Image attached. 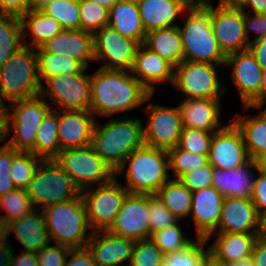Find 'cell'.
Masks as SVG:
<instances>
[{"label":"cell","mask_w":266,"mask_h":266,"mask_svg":"<svg viewBox=\"0 0 266 266\" xmlns=\"http://www.w3.org/2000/svg\"><path fill=\"white\" fill-rule=\"evenodd\" d=\"M90 111L100 116L133 110L153 96L132 74L99 68L90 74Z\"/></svg>","instance_id":"1"},{"label":"cell","mask_w":266,"mask_h":266,"mask_svg":"<svg viewBox=\"0 0 266 266\" xmlns=\"http://www.w3.org/2000/svg\"><path fill=\"white\" fill-rule=\"evenodd\" d=\"M183 27L178 25L182 37L183 60L225 64L226 55L221 50L211 26L209 0L191 3Z\"/></svg>","instance_id":"2"},{"label":"cell","mask_w":266,"mask_h":266,"mask_svg":"<svg viewBox=\"0 0 266 266\" xmlns=\"http://www.w3.org/2000/svg\"><path fill=\"white\" fill-rule=\"evenodd\" d=\"M114 118L103 126L96 121L91 145L96 154L116 172L133 151L144 145V124L140 117Z\"/></svg>","instance_id":"3"},{"label":"cell","mask_w":266,"mask_h":266,"mask_svg":"<svg viewBox=\"0 0 266 266\" xmlns=\"http://www.w3.org/2000/svg\"><path fill=\"white\" fill-rule=\"evenodd\" d=\"M125 170L126 185L124 186L129 194H156L170 179L168 153L165 150L143 145L123 161L115 172V177L123 174Z\"/></svg>","instance_id":"4"},{"label":"cell","mask_w":266,"mask_h":266,"mask_svg":"<svg viewBox=\"0 0 266 266\" xmlns=\"http://www.w3.org/2000/svg\"><path fill=\"white\" fill-rule=\"evenodd\" d=\"M46 100L48 101L39 94L10 102L3 107L5 142L13 132L12 138L7 140L8 146L24 152H31L34 149L38 127L51 109V105Z\"/></svg>","instance_id":"5"},{"label":"cell","mask_w":266,"mask_h":266,"mask_svg":"<svg viewBox=\"0 0 266 266\" xmlns=\"http://www.w3.org/2000/svg\"><path fill=\"white\" fill-rule=\"evenodd\" d=\"M51 242L71 249L86 248L91 238L87 211L82 195L42 209ZM53 240V241H52Z\"/></svg>","instance_id":"6"},{"label":"cell","mask_w":266,"mask_h":266,"mask_svg":"<svg viewBox=\"0 0 266 266\" xmlns=\"http://www.w3.org/2000/svg\"><path fill=\"white\" fill-rule=\"evenodd\" d=\"M34 48L22 46L0 68V106L39 95L37 56Z\"/></svg>","instance_id":"7"},{"label":"cell","mask_w":266,"mask_h":266,"mask_svg":"<svg viewBox=\"0 0 266 266\" xmlns=\"http://www.w3.org/2000/svg\"><path fill=\"white\" fill-rule=\"evenodd\" d=\"M26 191L34 208L41 210L81 194V190L54 159L41 161Z\"/></svg>","instance_id":"8"},{"label":"cell","mask_w":266,"mask_h":266,"mask_svg":"<svg viewBox=\"0 0 266 266\" xmlns=\"http://www.w3.org/2000/svg\"><path fill=\"white\" fill-rule=\"evenodd\" d=\"M54 160L81 191L115 177V171L96 154L91 144L62 150Z\"/></svg>","instance_id":"9"},{"label":"cell","mask_w":266,"mask_h":266,"mask_svg":"<svg viewBox=\"0 0 266 266\" xmlns=\"http://www.w3.org/2000/svg\"><path fill=\"white\" fill-rule=\"evenodd\" d=\"M117 180L114 177L97 188L89 187L81 191L91 232L107 231L122 208L129 191Z\"/></svg>","instance_id":"10"},{"label":"cell","mask_w":266,"mask_h":266,"mask_svg":"<svg viewBox=\"0 0 266 266\" xmlns=\"http://www.w3.org/2000/svg\"><path fill=\"white\" fill-rule=\"evenodd\" d=\"M215 65L183 60L174 67L172 85L188 99H221L226 87L220 85Z\"/></svg>","instance_id":"11"},{"label":"cell","mask_w":266,"mask_h":266,"mask_svg":"<svg viewBox=\"0 0 266 266\" xmlns=\"http://www.w3.org/2000/svg\"><path fill=\"white\" fill-rule=\"evenodd\" d=\"M81 73L56 75L46 78L41 84L40 95L49 98L51 108L59 106L63 110H90V75ZM46 88V89H45Z\"/></svg>","instance_id":"12"},{"label":"cell","mask_w":266,"mask_h":266,"mask_svg":"<svg viewBox=\"0 0 266 266\" xmlns=\"http://www.w3.org/2000/svg\"><path fill=\"white\" fill-rule=\"evenodd\" d=\"M145 111L149 119L143 126L144 145L165 151L177 146L183 129L178 106L149 102Z\"/></svg>","instance_id":"13"},{"label":"cell","mask_w":266,"mask_h":266,"mask_svg":"<svg viewBox=\"0 0 266 266\" xmlns=\"http://www.w3.org/2000/svg\"><path fill=\"white\" fill-rule=\"evenodd\" d=\"M140 45L109 26L103 27L94 34L95 61H103V69L131 71Z\"/></svg>","instance_id":"14"},{"label":"cell","mask_w":266,"mask_h":266,"mask_svg":"<svg viewBox=\"0 0 266 266\" xmlns=\"http://www.w3.org/2000/svg\"><path fill=\"white\" fill-rule=\"evenodd\" d=\"M211 26L223 53L228 56L246 51L249 41L245 34L244 12L239 6H213L211 3Z\"/></svg>","instance_id":"15"},{"label":"cell","mask_w":266,"mask_h":266,"mask_svg":"<svg viewBox=\"0 0 266 266\" xmlns=\"http://www.w3.org/2000/svg\"><path fill=\"white\" fill-rule=\"evenodd\" d=\"M232 68L231 78L243 106L260 107V88L263 70L252 54L246 50L230 54L224 67Z\"/></svg>","instance_id":"16"},{"label":"cell","mask_w":266,"mask_h":266,"mask_svg":"<svg viewBox=\"0 0 266 266\" xmlns=\"http://www.w3.org/2000/svg\"><path fill=\"white\" fill-rule=\"evenodd\" d=\"M107 231L133 241L149 239L148 194H128Z\"/></svg>","instance_id":"17"},{"label":"cell","mask_w":266,"mask_h":266,"mask_svg":"<svg viewBox=\"0 0 266 266\" xmlns=\"http://www.w3.org/2000/svg\"><path fill=\"white\" fill-rule=\"evenodd\" d=\"M250 160L242 133L232 121L213 134L208 162L214 168L233 169Z\"/></svg>","instance_id":"18"},{"label":"cell","mask_w":266,"mask_h":266,"mask_svg":"<svg viewBox=\"0 0 266 266\" xmlns=\"http://www.w3.org/2000/svg\"><path fill=\"white\" fill-rule=\"evenodd\" d=\"M58 110L60 151L91 144L96 118L90 110Z\"/></svg>","instance_id":"19"},{"label":"cell","mask_w":266,"mask_h":266,"mask_svg":"<svg viewBox=\"0 0 266 266\" xmlns=\"http://www.w3.org/2000/svg\"><path fill=\"white\" fill-rule=\"evenodd\" d=\"M261 219L251 198L226 197L214 233H261Z\"/></svg>","instance_id":"20"},{"label":"cell","mask_w":266,"mask_h":266,"mask_svg":"<svg viewBox=\"0 0 266 266\" xmlns=\"http://www.w3.org/2000/svg\"><path fill=\"white\" fill-rule=\"evenodd\" d=\"M225 197L213 186L192 193L191 220L196 226L197 238H209L217 230Z\"/></svg>","instance_id":"21"},{"label":"cell","mask_w":266,"mask_h":266,"mask_svg":"<svg viewBox=\"0 0 266 266\" xmlns=\"http://www.w3.org/2000/svg\"><path fill=\"white\" fill-rule=\"evenodd\" d=\"M39 48L44 52L71 57L86 68L95 61L94 34L81 29H63Z\"/></svg>","instance_id":"22"},{"label":"cell","mask_w":266,"mask_h":266,"mask_svg":"<svg viewBox=\"0 0 266 266\" xmlns=\"http://www.w3.org/2000/svg\"><path fill=\"white\" fill-rule=\"evenodd\" d=\"M135 241L108 231H94L86 244L97 266H118L131 260Z\"/></svg>","instance_id":"23"},{"label":"cell","mask_w":266,"mask_h":266,"mask_svg":"<svg viewBox=\"0 0 266 266\" xmlns=\"http://www.w3.org/2000/svg\"><path fill=\"white\" fill-rule=\"evenodd\" d=\"M130 72L151 94L156 84L168 81L172 84L174 79V66L143 44L137 50Z\"/></svg>","instance_id":"24"},{"label":"cell","mask_w":266,"mask_h":266,"mask_svg":"<svg viewBox=\"0 0 266 266\" xmlns=\"http://www.w3.org/2000/svg\"><path fill=\"white\" fill-rule=\"evenodd\" d=\"M221 99H182L178 105L182 126L196 128L206 132H219L224 126L220 124Z\"/></svg>","instance_id":"25"},{"label":"cell","mask_w":266,"mask_h":266,"mask_svg":"<svg viewBox=\"0 0 266 266\" xmlns=\"http://www.w3.org/2000/svg\"><path fill=\"white\" fill-rule=\"evenodd\" d=\"M146 33L178 26L174 24L191 4L189 0H136Z\"/></svg>","instance_id":"26"},{"label":"cell","mask_w":266,"mask_h":266,"mask_svg":"<svg viewBox=\"0 0 266 266\" xmlns=\"http://www.w3.org/2000/svg\"><path fill=\"white\" fill-rule=\"evenodd\" d=\"M254 171H257L254 160L233 169L214 168L212 186L225 198H251L256 177Z\"/></svg>","instance_id":"27"},{"label":"cell","mask_w":266,"mask_h":266,"mask_svg":"<svg viewBox=\"0 0 266 266\" xmlns=\"http://www.w3.org/2000/svg\"><path fill=\"white\" fill-rule=\"evenodd\" d=\"M40 209L35 208L20 219L8 223L9 235L13 233L24 247V251L38 253L51 243L46 228L44 215Z\"/></svg>","instance_id":"28"},{"label":"cell","mask_w":266,"mask_h":266,"mask_svg":"<svg viewBox=\"0 0 266 266\" xmlns=\"http://www.w3.org/2000/svg\"><path fill=\"white\" fill-rule=\"evenodd\" d=\"M215 243L208 246L210 257L216 262L228 264L250 257L261 233H215Z\"/></svg>","instance_id":"29"},{"label":"cell","mask_w":266,"mask_h":266,"mask_svg":"<svg viewBox=\"0 0 266 266\" xmlns=\"http://www.w3.org/2000/svg\"><path fill=\"white\" fill-rule=\"evenodd\" d=\"M108 26L123 37L144 43L146 31L143 27L136 0H120L109 9Z\"/></svg>","instance_id":"30"},{"label":"cell","mask_w":266,"mask_h":266,"mask_svg":"<svg viewBox=\"0 0 266 266\" xmlns=\"http://www.w3.org/2000/svg\"><path fill=\"white\" fill-rule=\"evenodd\" d=\"M22 28L23 45L31 48H39L46 41L59 34L63 28L53 17L46 15L41 10H28L19 16ZM32 39L27 44L26 37Z\"/></svg>","instance_id":"31"},{"label":"cell","mask_w":266,"mask_h":266,"mask_svg":"<svg viewBox=\"0 0 266 266\" xmlns=\"http://www.w3.org/2000/svg\"><path fill=\"white\" fill-rule=\"evenodd\" d=\"M143 45L174 67L183 61L182 37L178 26L146 33Z\"/></svg>","instance_id":"32"},{"label":"cell","mask_w":266,"mask_h":266,"mask_svg":"<svg viewBox=\"0 0 266 266\" xmlns=\"http://www.w3.org/2000/svg\"><path fill=\"white\" fill-rule=\"evenodd\" d=\"M257 116L234 115L232 121L241 131L251 160L266 152V115L259 109Z\"/></svg>","instance_id":"33"},{"label":"cell","mask_w":266,"mask_h":266,"mask_svg":"<svg viewBox=\"0 0 266 266\" xmlns=\"http://www.w3.org/2000/svg\"><path fill=\"white\" fill-rule=\"evenodd\" d=\"M35 156L43 160L54 159L60 152L58 141V110L50 109L39 125L35 137L34 149L31 151Z\"/></svg>","instance_id":"34"},{"label":"cell","mask_w":266,"mask_h":266,"mask_svg":"<svg viewBox=\"0 0 266 266\" xmlns=\"http://www.w3.org/2000/svg\"><path fill=\"white\" fill-rule=\"evenodd\" d=\"M35 50L41 84L50 76L81 73L86 68L81 62L66 55L44 52L40 48Z\"/></svg>","instance_id":"35"},{"label":"cell","mask_w":266,"mask_h":266,"mask_svg":"<svg viewBox=\"0 0 266 266\" xmlns=\"http://www.w3.org/2000/svg\"><path fill=\"white\" fill-rule=\"evenodd\" d=\"M156 195L179 221L189 216L192 192L179 179H169Z\"/></svg>","instance_id":"36"},{"label":"cell","mask_w":266,"mask_h":266,"mask_svg":"<svg viewBox=\"0 0 266 266\" xmlns=\"http://www.w3.org/2000/svg\"><path fill=\"white\" fill-rule=\"evenodd\" d=\"M23 46L19 16L0 14V68Z\"/></svg>","instance_id":"37"},{"label":"cell","mask_w":266,"mask_h":266,"mask_svg":"<svg viewBox=\"0 0 266 266\" xmlns=\"http://www.w3.org/2000/svg\"><path fill=\"white\" fill-rule=\"evenodd\" d=\"M205 238H196L189 245L177 252L164 254L161 266H204L210 256L209 248Z\"/></svg>","instance_id":"38"},{"label":"cell","mask_w":266,"mask_h":266,"mask_svg":"<svg viewBox=\"0 0 266 266\" xmlns=\"http://www.w3.org/2000/svg\"><path fill=\"white\" fill-rule=\"evenodd\" d=\"M43 159L32 152L16 151L10 169V177L15 188L27 189L34 173Z\"/></svg>","instance_id":"39"},{"label":"cell","mask_w":266,"mask_h":266,"mask_svg":"<svg viewBox=\"0 0 266 266\" xmlns=\"http://www.w3.org/2000/svg\"><path fill=\"white\" fill-rule=\"evenodd\" d=\"M34 209L25 189L15 188L0 197V211L6 212L0 218L7 223L20 219Z\"/></svg>","instance_id":"40"},{"label":"cell","mask_w":266,"mask_h":266,"mask_svg":"<svg viewBox=\"0 0 266 266\" xmlns=\"http://www.w3.org/2000/svg\"><path fill=\"white\" fill-rule=\"evenodd\" d=\"M63 29H80L79 0H54L41 9Z\"/></svg>","instance_id":"41"},{"label":"cell","mask_w":266,"mask_h":266,"mask_svg":"<svg viewBox=\"0 0 266 266\" xmlns=\"http://www.w3.org/2000/svg\"><path fill=\"white\" fill-rule=\"evenodd\" d=\"M80 29L95 34L108 26L109 9L92 0H79Z\"/></svg>","instance_id":"42"},{"label":"cell","mask_w":266,"mask_h":266,"mask_svg":"<svg viewBox=\"0 0 266 266\" xmlns=\"http://www.w3.org/2000/svg\"><path fill=\"white\" fill-rule=\"evenodd\" d=\"M169 170H173L174 179L208 163V154H197L180 149L178 146L167 151Z\"/></svg>","instance_id":"43"},{"label":"cell","mask_w":266,"mask_h":266,"mask_svg":"<svg viewBox=\"0 0 266 266\" xmlns=\"http://www.w3.org/2000/svg\"><path fill=\"white\" fill-rule=\"evenodd\" d=\"M180 223L178 220L175 224L151 234L150 240L163 254L182 250L194 240L185 237L180 228Z\"/></svg>","instance_id":"44"},{"label":"cell","mask_w":266,"mask_h":266,"mask_svg":"<svg viewBox=\"0 0 266 266\" xmlns=\"http://www.w3.org/2000/svg\"><path fill=\"white\" fill-rule=\"evenodd\" d=\"M214 133L183 127L177 146L197 154H209Z\"/></svg>","instance_id":"45"},{"label":"cell","mask_w":266,"mask_h":266,"mask_svg":"<svg viewBox=\"0 0 266 266\" xmlns=\"http://www.w3.org/2000/svg\"><path fill=\"white\" fill-rule=\"evenodd\" d=\"M162 251L149 239L135 241L131 255L132 266H161Z\"/></svg>","instance_id":"46"},{"label":"cell","mask_w":266,"mask_h":266,"mask_svg":"<svg viewBox=\"0 0 266 266\" xmlns=\"http://www.w3.org/2000/svg\"><path fill=\"white\" fill-rule=\"evenodd\" d=\"M148 211L150 222V236L167 226L175 224L178 219L164 206L156 194H148Z\"/></svg>","instance_id":"47"},{"label":"cell","mask_w":266,"mask_h":266,"mask_svg":"<svg viewBox=\"0 0 266 266\" xmlns=\"http://www.w3.org/2000/svg\"><path fill=\"white\" fill-rule=\"evenodd\" d=\"M214 167L208 162L206 165L184 173L178 179L192 193L212 186Z\"/></svg>","instance_id":"48"},{"label":"cell","mask_w":266,"mask_h":266,"mask_svg":"<svg viewBox=\"0 0 266 266\" xmlns=\"http://www.w3.org/2000/svg\"><path fill=\"white\" fill-rule=\"evenodd\" d=\"M46 245L37 253L39 266H65L71 248L54 243Z\"/></svg>","instance_id":"49"},{"label":"cell","mask_w":266,"mask_h":266,"mask_svg":"<svg viewBox=\"0 0 266 266\" xmlns=\"http://www.w3.org/2000/svg\"><path fill=\"white\" fill-rule=\"evenodd\" d=\"M14 148L6 143L0 146V197L15 189L10 177Z\"/></svg>","instance_id":"50"},{"label":"cell","mask_w":266,"mask_h":266,"mask_svg":"<svg viewBox=\"0 0 266 266\" xmlns=\"http://www.w3.org/2000/svg\"><path fill=\"white\" fill-rule=\"evenodd\" d=\"M254 180L251 199L258 215L262 218L266 215V174L259 172Z\"/></svg>","instance_id":"51"},{"label":"cell","mask_w":266,"mask_h":266,"mask_svg":"<svg viewBox=\"0 0 266 266\" xmlns=\"http://www.w3.org/2000/svg\"><path fill=\"white\" fill-rule=\"evenodd\" d=\"M68 257L65 266H97L87 248L71 249Z\"/></svg>","instance_id":"52"},{"label":"cell","mask_w":266,"mask_h":266,"mask_svg":"<svg viewBox=\"0 0 266 266\" xmlns=\"http://www.w3.org/2000/svg\"><path fill=\"white\" fill-rule=\"evenodd\" d=\"M29 10V0H0V14L20 16Z\"/></svg>","instance_id":"53"},{"label":"cell","mask_w":266,"mask_h":266,"mask_svg":"<svg viewBox=\"0 0 266 266\" xmlns=\"http://www.w3.org/2000/svg\"><path fill=\"white\" fill-rule=\"evenodd\" d=\"M247 50L252 54L262 70L266 71V36L252 40Z\"/></svg>","instance_id":"54"},{"label":"cell","mask_w":266,"mask_h":266,"mask_svg":"<svg viewBox=\"0 0 266 266\" xmlns=\"http://www.w3.org/2000/svg\"><path fill=\"white\" fill-rule=\"evenodd\" d=\"M244 12V28L245 34L248 38V41L256 40L261 38V14L251 13L249 14L246 11ZM254 32L256 34L255 38L250 40V33Z\"/></svg>","instance_id":"55"},{"label":"cell","mask_w":266,"mask_h":266,"mask_svg":"<svg viewBox=\"0 0 266 266\" xmlns=\"http://www.w3.org/2000/svg\"><path fill=\"white\" fill-rule=\"evenodd\" d=\"M10 266H39L37 253L24 251L15 257L14 251L11 254Z\"/></svg>","instance_id":"56"},{"label":"cell","mask_w":266,"mask_h":266,"mask_svg":"<svg viewBox=\"0 0 266 266\" xmlns=\"http://www.w3.org/2000/svg\"><path fill=\"white\" fill-rule=\"evenodd\" d=\"M251 257L255 266H266V239L262 236L257 238Z\"/></svg>","instance_id":"57"},{"label":"cell","mask_w":266,"mask_h":266,"mask_svg":"<svg viewBox=\"0 0 266 266\" xmlns=\"http://www.w3.org/2000/svg\"><path fill=\"white\" fill-rule=\"evenodd\" d=\"M242 11L248 7V13L261 14L266 12V0H243L239 5ZM251 8V9H250Z\"/></svg>","instance_id":"58"},{"label":"cell","mask_w":266,"mask_h":266,"mask_svg":"<svg viewBox=\"0 0 266 266\" xmlns=\"http://www.w3.org/2000/svg\"><path fill=\"white\" fill-rule=\"evenodd\" d=\"M11 243L0 244V266H10L13 246Z\"/></svg>","instance_id":"59"},{"label":"cell","mask_w":266,"mask_h":266,"mask_svg":"<svg viewBox=\"0 0 266 266\" xmlns=\"http://www.w3.org/2000/svg\"><path fill=\"white\" fill-rule=\"evenodd\" d=\"M266 104V71H263L262 84L260 88V107L255 108L251 106H244L243 109H263Z\"/></svg>","instance_id":"60"},{"label":"cell","mask_w":266,"mask_h":266,"mask_svg":"<svg viewBox=\"0 0 266 266\" xmlns=\"http://www.w3.org/2000/svg\"><path fill=\"white\" fill-rule=\"evenodd\" d=\"M8 223L0 218V244L9 243Z\"/></svg>","instance_id":"61"},{"label":"cell","mask_w":266,"mask_h":266,"mask_svg":"<svg viewBox=\"0 0 266 266\" xmlns=\"http://www.w3.org/2000/svg\"><path fill=\"white\" fill-rule=\"evenodd\" d=\"M54 0H29V10H41Z\"/></svg>","instance_id":"62"},{"label":"cell","mask_w":266,"mask_h":266,"mask_svg":"<svg viewBox=\"0 0 266 266\" xmlns=\"http://www.w3.org/2000/svg\"><path fill=\"white\" fill-rule=\"evenodd\" d=\"M254 161L257 165V170L266 174V152L262 153Z\"/></svg>","instance_id":"63"},{"label":"cell","mask_w":266,"mask_h":266,"mask_svg":"<svg viewBox=\"0 0 266 266\" xmlns=\"http://www.w3.org/2000/svg\"><path fill=\"white\" fill-rule=\"evenodd\" d=\"M226 266H255V265H254V261L252 257L250 256V257L240 259L237 261H232L226 264Z\"/></svg>","instance_id":"64"},{"label":"cell","mask_w":266,"mask_h":266,"mask_svg":"<svg viewBox=\"0 0 266 266\" xmlns=\"http://www.w3.org/2000/svg\"><path fill=\"white\" fill-rule=\"evenodd\" d=\"M92 1L99 3L100 5L105 6L108 9H110L112 6H114L120 0H92Z\"/></svg>","instance_id":"65"},{"label":"cell","mask_w":266,"mask_h":266,"mask_svg":"<svg viewBox=\"0 0 266 266\" xmlns=\"http://www.w3.org/2000/svg\"><path fill=\"white\" fill-rule=\"evenodd\" d=\"M266 36V12L261 13V38Z\"/></svg>","instance_id":"66"},{"label":"cell","mask_w":266,"mask_h":266,"mask_svg":"<svg viewBox=\"0 0 266 266\" xmlns=\"http://www.w3.org/2000/svg\"><path fill=\"white\" fill-rule=\"evenodd\" d=\"M242 1L243 0H219V4L239 6Z\"/></svg>","instance_id":"67"},{"label":"cell","mask_w":266,"mask_h":266,"mask_svg":"<svg viewBox=\"0 0 266 266\" xmlns=\"http://www.w3.org/2000/svg\"><path fill=\"white\" fill-rule=\"evenodd\" d=\"M4 142V132H3V108L0 106V142Z\"/></svg>","instance_id":"68"},{"label":"cell","mask_w":266,"mask_h":266,"mask_svg":"<svg viewBox=\"0 0 266 266\" xmlns=\"http://www.w3.org/2000/svg\"><path fill=\"white\" fill-rule=\"evenodd\" d=\"M204 266H226V264L216 262L212 257L209 256L204 263Z\"/></svg>","instance_id":"69"},{"label":"cell","mask_w":266,"mask_h":266,"mask_svg":"<svg viewBox=\"0 0 266 266\" xmlns=\"http://www.w3.org/2000/svg\"><path fill=\"white\" fill-rule=\"evenodd\" d=\"M264 239H266V215L261 219V234Z\"/></svg>","instance_id":"70"},{"label":"cell","mask_w":266,"mask_h":266,"mask_svg":"<svg viewBox=\"0 0 266 266\" xmlns=\"http://www.w3.org/2000/svg\"><path fill=\"white\" fill-rule=\"evenodd\" d=\"M191 3H195V2H200V1H203V0H189Z\"/></svg>","instance_id":"71"}]
</instances>
